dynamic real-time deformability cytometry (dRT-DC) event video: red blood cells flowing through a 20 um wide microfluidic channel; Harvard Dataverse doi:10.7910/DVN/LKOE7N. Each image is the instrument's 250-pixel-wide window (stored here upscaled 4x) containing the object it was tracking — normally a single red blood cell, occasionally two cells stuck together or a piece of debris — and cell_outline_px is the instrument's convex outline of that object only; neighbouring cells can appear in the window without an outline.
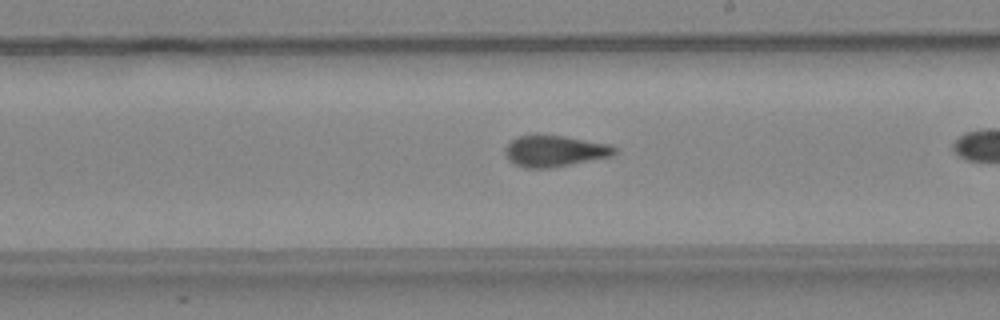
{"species": "common noctule bat (a hibernating species)", "species_latin": "Nyctalus noctula", "temperature_condition": "warm", "stored_images_in_passage": 34, "camera_frame_rate_fps": 3000, "um_per_image_px": 0.085, "animal": {"sex": "female", "body_mass_g": 24.6, "forearm_length_mm": 56.2}, "frame": {"image": 1, "passage_image": 25, "time_ms": 8.0, "image_size_px": [1000, 320], "cell_outline_px": [[616, 152], [612, 156], [552, 168], [524, 168], [508, 160], [504, 152], [504, 148], [516, 136], [536, 132], [564, 136], [608, 144], [616, 148]], "centroid_in_image_um": [47.08, 12.81], "position_along_channel_um": 241.9, "area_um2": 20.4}}